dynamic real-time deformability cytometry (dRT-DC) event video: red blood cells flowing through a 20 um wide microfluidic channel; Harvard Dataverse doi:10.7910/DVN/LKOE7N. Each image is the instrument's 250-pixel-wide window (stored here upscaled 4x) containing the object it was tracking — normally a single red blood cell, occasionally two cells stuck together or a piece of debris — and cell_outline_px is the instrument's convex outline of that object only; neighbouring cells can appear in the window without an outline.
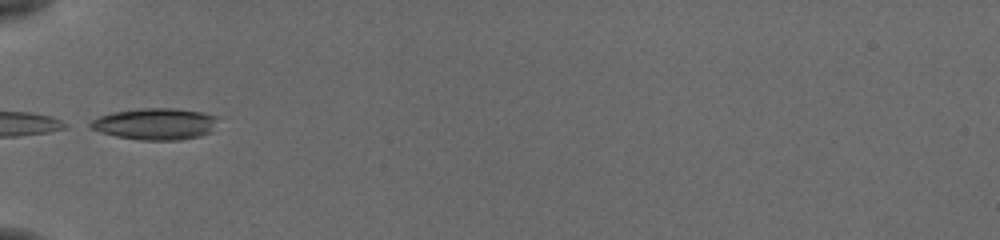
{"species": "common noctule bat (a hibernating species)", "species_latin": "Nyctalus noctula", "temperature_condition": "cold", "stored_images_in_passage": 5, "camera_frame_rate_fps": 3000, "um_per_image_px": 0.085, "animal": {"sex": "female", "body_mass_g": 19.5, "forearm_length_mm": 54.1}, "frame": {"image": 1, "passage_image": 1, "time_ms": 0.0, "image_size_px": [1000, 240], "cell_outline_px": [[216, 120], [212, 132], [200, 136], [180, 140], [140, 140], [116, 136], [100, 132], [84, 124], [100, 116], [112, 112], [136, 108], [176, 108], [200, 112], [216, 116]], "centroid_in_image_um": [13.15, 10.53], "position_along_channel_um": 71.8, "area_um2": 23.58}}